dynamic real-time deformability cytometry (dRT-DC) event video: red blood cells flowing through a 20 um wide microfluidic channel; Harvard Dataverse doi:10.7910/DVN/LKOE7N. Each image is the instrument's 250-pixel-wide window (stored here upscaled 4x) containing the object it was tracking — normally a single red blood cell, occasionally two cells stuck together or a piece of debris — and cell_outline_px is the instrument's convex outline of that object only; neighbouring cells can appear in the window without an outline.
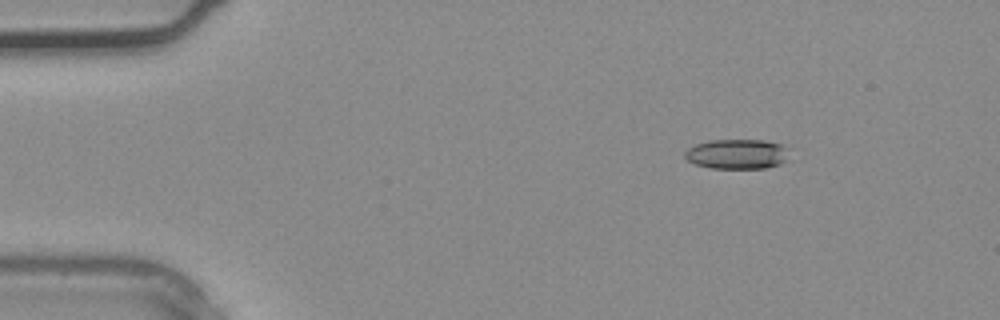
{"species": "common noctule bat (a hibernating species)", "species_latin": "Nyctalus noctula", "temperature_condition": "warm", "stored_images_in_passage": 2, "camera_frame_rate_fps": 3000, "um_per_image_px": 0.085, "animal": {"sex": "male", "body_mass_g": 20.4}, "frame": {"image": 1, "passage_image": 2, "time_ms": 0.333, "image_size_px": [1000, 320], "cell_outline_px": [[792, 144], [788, 160], [780, 164], [768, 168], [712, 168], [696, 164], [688, 160], [684, 156], [684, 152], [688, 148], [696, 144], [708, 140], [764, 140]], "centroid_in_image_um": [62.79, 13.07], "position_along_channel_um": 22.2, "area_um2": 18.79}}